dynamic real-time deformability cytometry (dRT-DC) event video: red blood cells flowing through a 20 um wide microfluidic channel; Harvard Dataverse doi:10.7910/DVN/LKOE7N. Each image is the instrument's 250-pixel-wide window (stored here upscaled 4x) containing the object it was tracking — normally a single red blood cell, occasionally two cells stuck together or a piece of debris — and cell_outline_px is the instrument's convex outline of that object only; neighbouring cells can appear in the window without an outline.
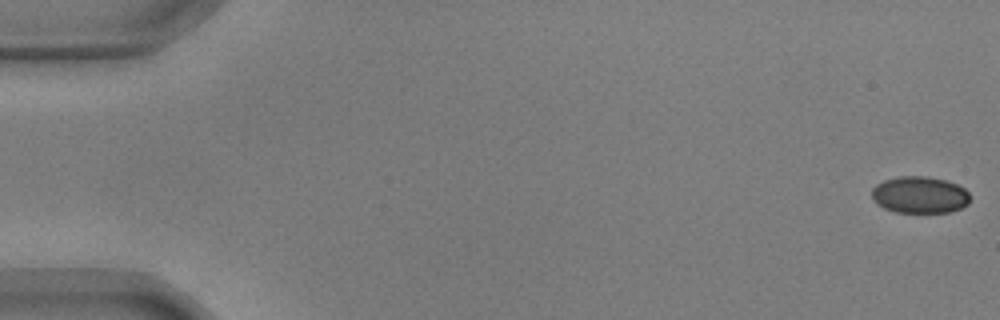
{"species": "common noctule bat (a hibernating species)", "species_latin": "Nyctalus noctula", "temperature_condition": "warm", "stored_images_in_passage": 8, "camera_frame_rate_fps": 3000, "um_per_image_px": 0.085, "animal": {"sex": "male", "body_mass_g": 17.9, "forearm_length_mm": 54.2}, "frame": {"image": 1, "passage_image": 1, "time_ms": 0.0, "image_size_px": [1000, 320], "cell_outline_px": [[968, 204], [960, 208], [948, 212], [896, 212], [884, 208], [876, 204], [872, 196], [872, 188], [876, 184], [884, 180], [900, 176], [928, 176], [944, 180], [956, 184], [964, 188], [968, 192]], "centroid_in_image_um": [78.14, 16.56], "position_along_channel_um": 6.9, "area_um2": 20.98}}